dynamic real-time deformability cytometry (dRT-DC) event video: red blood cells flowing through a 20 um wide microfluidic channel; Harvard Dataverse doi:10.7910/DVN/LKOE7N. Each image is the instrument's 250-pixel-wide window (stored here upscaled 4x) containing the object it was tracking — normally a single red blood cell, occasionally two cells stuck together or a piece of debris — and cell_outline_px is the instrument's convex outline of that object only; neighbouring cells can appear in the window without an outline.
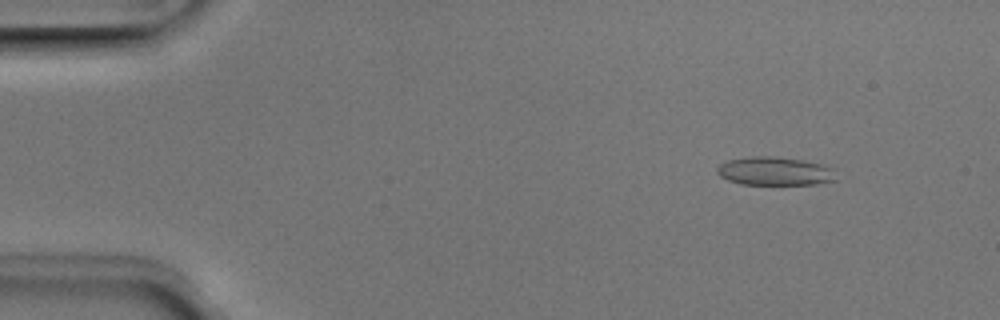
{"species": "Egyptian fruit bat (a non-hibernating species)", "species_latin": "Rousettus aegyptiacus", "temperature_condition": "room temperature", "stored_images_in_passage": 6, "camera_frame_rate_fps": 3000, "um_per_image_px": 0.085, "animal": {"sex": "male"}, "frame": {"image": 1, "passage_image": 1, "time_ms": 0.0, "image_size_px": [1000, 320], "cell_outline_px": [[836, 180], [816, 184], [740, 184], [728, 180], [720, 176], [716, 172], [716, 168], [720, 164], [728, 160], [748, 156], [772, 156], [800, 160], [820, 164], [832, 168]], "centroid_in_image_um": [65.8, 14.55], "position_along_channel_um": 19.2, "area_um2": 19.59}}
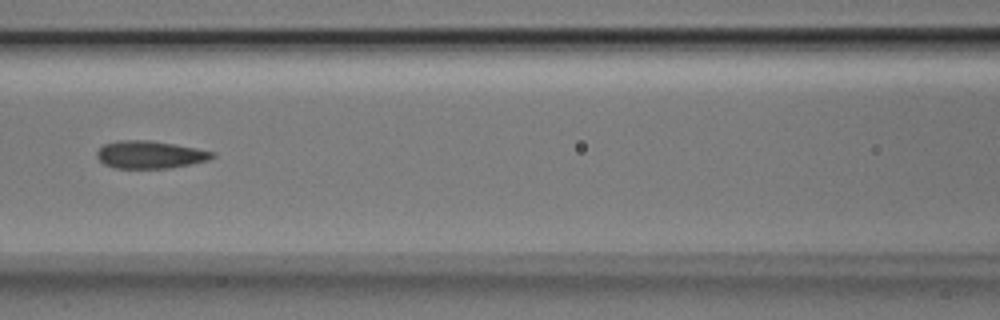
{"frame": {"image": 2, "passage_image": 5, "time_ms": 1.333, "image_size_px": [1000, 320], "cell_outline_px": [[216, 156], [208, 160], [168, 168], [116, 168], [104, 164], [96, 156], [96, 152], [104, 144], [116, 140], [152, 140], [196, 148], [216, 152]], "centroid_in_image_um": [12.74, 13.13], "position_along_channel_um": 153.9, "area_um2": 18.55}}
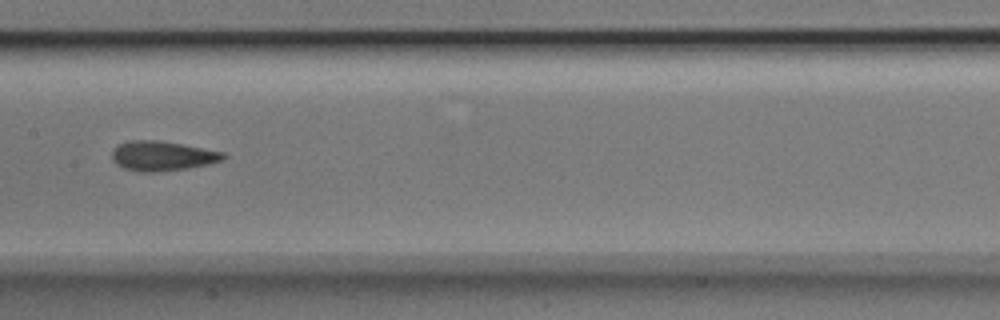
{"frame": {"image": 3, "passage_image": 6, "time_ms": 1.667, "image_size_px": [1000, 320], "cell_outline_px": [[228, 156], [220, 160], [208, 164], [188, 168], [152, 172], [140, 172], [124, 168], [116, 164], [112, 160], [112, 152], [120, 144], [128, 140], [160, 140], [224, 152]], "centroid_in_image_um": [13.78, 13.25], "position_along_channel_um": 193.6, "area_um2": 19.13}}